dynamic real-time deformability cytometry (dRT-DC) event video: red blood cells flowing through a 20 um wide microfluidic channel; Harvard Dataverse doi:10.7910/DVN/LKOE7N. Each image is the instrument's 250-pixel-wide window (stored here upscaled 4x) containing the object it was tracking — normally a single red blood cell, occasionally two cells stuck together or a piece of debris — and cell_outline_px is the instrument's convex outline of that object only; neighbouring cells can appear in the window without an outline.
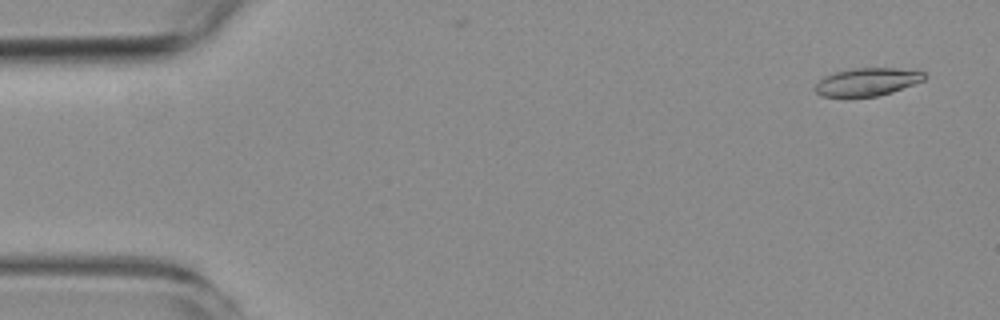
{"species": "common noctule bat (a hibernating species)", "species_latin": "Nyctalus noctula", "temperature_condition": "room temperature", "stored_images_in_passage": 4, "camera_frame_rate_fps": 3000, "um_per_image_px": 0.085, "animal": {"sex": "female", "body_mass_g": 19.3, "forearm_length_mm": 54.1}, "frame": {"image": 1, "passage_image": 1, "time_ms": 0.0, "image_size_px": [1000, 320], "cell_outline_px": [[928, 76], [924, 80], [892, 92], [876, 96], [820, 96], [812, 88], [824, 76], [836, 72], [856, 68], [900, 68], [924, 72]], "centroid_in_image_um": [73.72, 6.95], "position_along_channel_um": 11.3, "area_um2": 17.63}}